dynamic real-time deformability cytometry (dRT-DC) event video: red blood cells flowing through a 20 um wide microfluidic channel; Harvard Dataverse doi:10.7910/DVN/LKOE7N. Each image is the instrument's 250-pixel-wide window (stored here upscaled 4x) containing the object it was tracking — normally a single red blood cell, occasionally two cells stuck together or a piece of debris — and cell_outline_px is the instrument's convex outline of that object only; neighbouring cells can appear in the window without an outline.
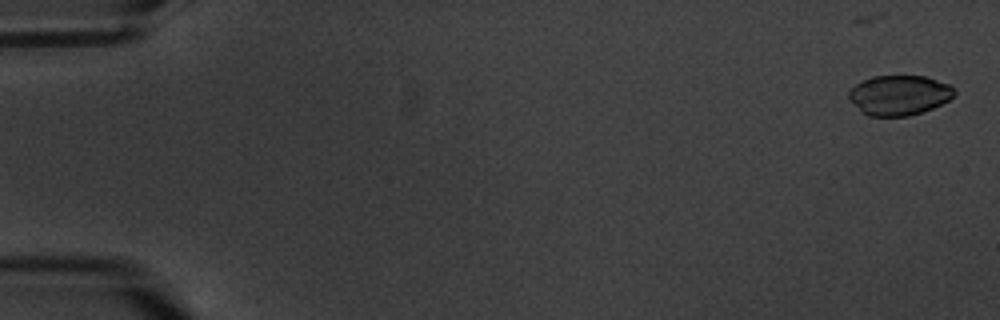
{"species": "common noctule bat (a hibernating species)", "species_latin": "Nyctalus noctula", "temperature_condition": "warm", "stored_images_in_passage": 3, "camera_frame_rate_fps": 3000, "um_per_image_px": 0.085, "animal": {"sex": "male", "body_mass_g": 20.1, "forearm_length_mm": 53.5}, "frame": {"image": 1, "passage_image": 1, "time_ms": 0.0, "image_size_px": [1000, 320], "cell_outline_px": [[956, 92], [948, 100], [932, 108], [908, 116], [868, 116], [860, 112], [848, 96], [848, 92], [856, 84], [872, 76], [928, 76], [948, 84]], "centroid_in_image_um": [76.41, 8.09], "position_along_channel_um": 8.6, "area_um2": 24.39}}